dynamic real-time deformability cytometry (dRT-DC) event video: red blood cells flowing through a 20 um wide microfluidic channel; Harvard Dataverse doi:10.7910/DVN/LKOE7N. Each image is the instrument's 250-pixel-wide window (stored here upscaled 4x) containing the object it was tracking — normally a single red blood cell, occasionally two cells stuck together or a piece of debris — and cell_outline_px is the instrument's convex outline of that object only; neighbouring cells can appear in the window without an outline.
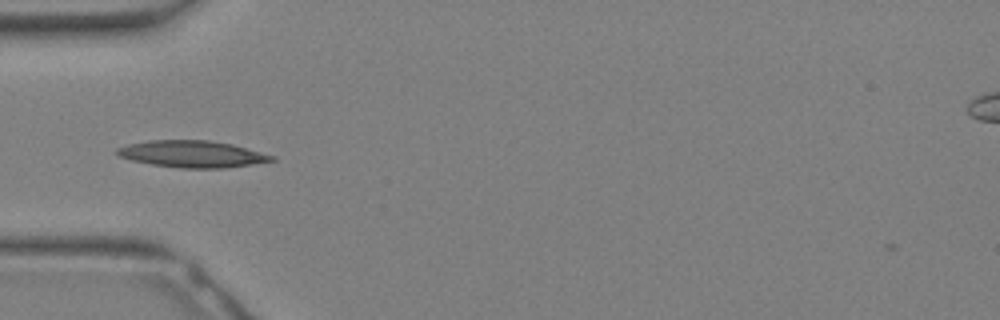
{"species": "Egyptian fruit bat (a non-hibernating species)", "species_latin": "Rousettus aegyptiacus", "temperature_condition": "warm", "stored_images_in_passage": 12, "camera_frame_rate_fps": 3000, "um_per_image_px": 0.085, "animal": {"sex": "female"}, "frame": {"image": 1, "passage_image": 1, "time_ms": 0.0, "image_size_px": [1000, 320], "cell_outline_px": [[276, 160], [252, 164], [224, 168], [180, 168], [152, 164], [132, 160], [120, 156], [116, 152], [116, 148], [128, 144], [148, 140], [208, 140], [232, 144], [276, 156]], "centroid_in_image_um": [16.35, 13.09], "position_along_channel_um": 68.7, "area_um2": 24.04}}
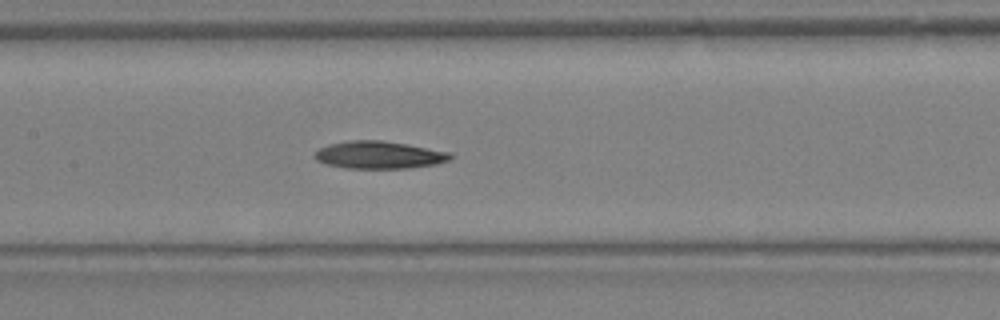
{"frame": {"image": 2, "passage_image": 6, "time_ms": 1.667, "image_size_px": [1000, 320], "cell_outline_px": [[452, 160], [436, 164], [408, 168], [348, 168], [328, 164], [316, 160], [316, 152], [320, 148], [332, 144], [348, 140], [380, 140], [408, 144], [452, 152]], "centroid_in_image_um": [32.31, 13.16], "position_along_channel_um": 175.1, "area_um2": 21.62}}
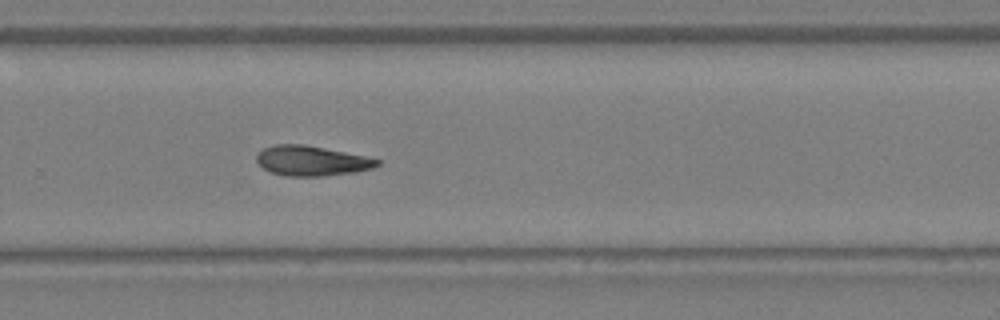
{"frame": {"image": 3, "passage_image": 12, "time_ms": 3.667, "image_size_px": [1000, 320], "cell_outline_px": [[380, 164], [372, 168], [356, 172], [324, 176], [284, 176], [272, 172], [264, 168], [256, 160], [256, 152], [272, 144], [304, 144], [364, 156], [380, 160]], "centroid_in_image_um": [26.45, 13.66], "position_along_channel_um": 303.3, "area_um2": 21.04}}